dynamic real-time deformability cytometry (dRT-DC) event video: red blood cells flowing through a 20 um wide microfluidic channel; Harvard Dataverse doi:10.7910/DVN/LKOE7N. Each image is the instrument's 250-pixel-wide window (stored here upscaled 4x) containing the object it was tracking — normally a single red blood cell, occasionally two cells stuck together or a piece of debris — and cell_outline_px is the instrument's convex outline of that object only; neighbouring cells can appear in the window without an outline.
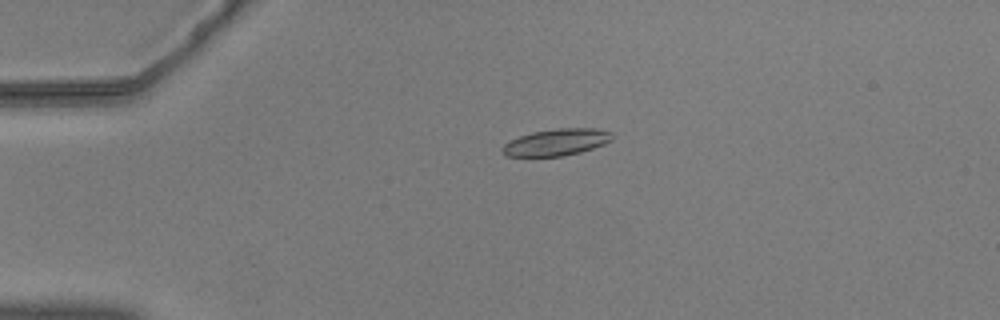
{"species": "common noctule bat (a hibernating species)", "species_latin": "Nyctalus noctula", "temperature_condition": "warm", "stored_images_in_passage": 44, "camera_frame_rate_fps": 3000, "um_per_image_px": 0.085, "animal": {"sex": "male", "body_mass_g": 20.5, "forearm_length_mm": 52.5}, "frame": {"image": 1, "passage_image": 1, "time_ms": 0.0, "image_size_px": [1000, 320], "cell_outline_px": [[616, 136], [612, 140], [604, 144], [580, 152], [564, 156], [508, 156], [500, 152], [500, 148], [504, 144], [520, 136], [532, 132], [556, 128], [600, 128], [612, 132]], "centroid_in_image_um": [47.34, 12.08], "position_along_channel_um": 37.7, "area_um2": 17.28}}
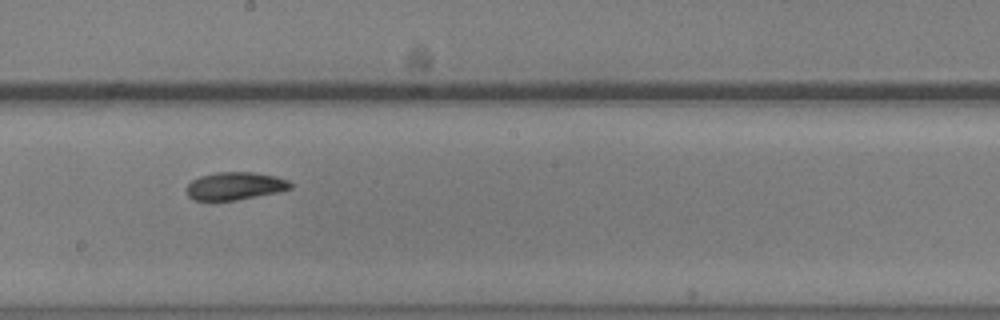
{"frame": {"image": 2, "passage_image": 20, "time_ms": 6.333, "image_size_px": [1000, 320], "cell_outline_px": [[292, 188], [276, 192], [236, 200], [208, 204], [192, 200], [188, 196], [188, 184], [192, 180], [200, 176], [216, 172], [252, 172], [276, 176], [288, 180], [292, 184]], "centroid_in_image_um": [19.9, 15.85], "position_along_channel_um": 228.3, "area_um2": 17.28}}
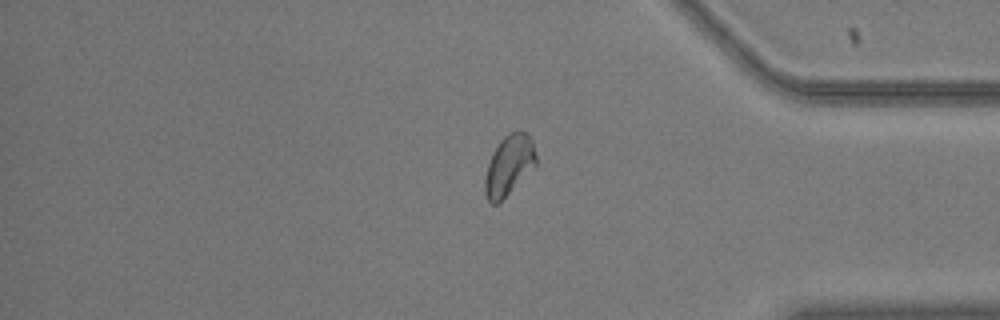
{"frame": {"image": 3, "passage_image": 35, "time_ms": 11.333, "image_size_px": [1000, 320], "cell_outline_px": [[536, 164], [496, 204], [492, 204], [488, 200], [484, 192], [484, 176], [492, 152], [500, 140], [508, 132], [528, 132], [532, 140], [536, 156]], "centroid_in_image_um": [43.23, 14.0], "position_along_channel_um": 392.0, "area_um2": 17.51}, "authors_computed_cell_mechanics": {"area_um2": 17.3978, "velocity_mm_per_s": 3.6328, "shape_relaxation_time_tau1_ms": 3.3823, "shape_relaxation_time_tau2_ms": 2.3022, "deformation_change_tau1": 0.1267, "deformation_change_tau2": 0.0583}}